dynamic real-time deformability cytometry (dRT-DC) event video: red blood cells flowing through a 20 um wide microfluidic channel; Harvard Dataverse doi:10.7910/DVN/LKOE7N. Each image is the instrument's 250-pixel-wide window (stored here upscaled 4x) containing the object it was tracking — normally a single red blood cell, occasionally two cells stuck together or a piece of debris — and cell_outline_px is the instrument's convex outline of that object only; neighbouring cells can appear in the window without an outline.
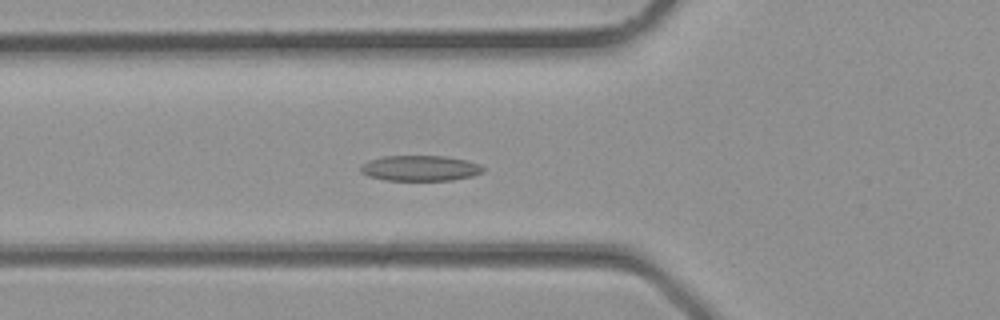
{"species": "common noctule bat (a hibernating species)", "species_latin": "Nyctalus noctula", "temperature_condition": "room temperature", "stored_images_in_passage": 34, "camera_frame_rate_fps": 3000, "um_per_image_px": 0.085, "animal": {"sex": "male", "body_mass_g": 23.1, "forearm_length_mm": 52.7}, "frame": {"image": 1, "passage_image": 12, "time_ms": 3.667, "image_size_px": [1000, 320], "cell_outline_px": [[484, 172], [472, 176], [452, 180], [388, 180], [368, 176], [360, 172], [360, 168], [368, 160], [384, 156], [444, 156], [468, 160], [480, 164], [484, 168]], "centroid_in_image_um": [35.74, 14.29], "position_along_channel_um": 90.1, "area_um2": 18.21}}
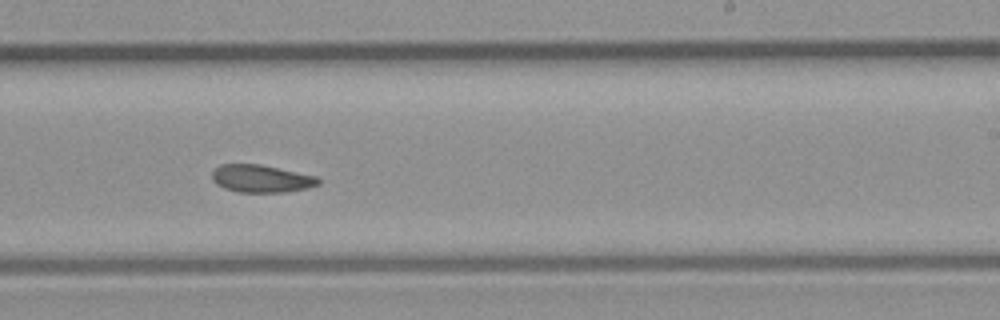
{"frame": {"image": 2, "passage_image": 21, "time_ms": 6.667, "image_size_px": [1000, 320], "cell_outline_px": [[320, 184], [308, 188], [284, 192], [240, 192], [224, 188], [216, 184], [212, 180], [212, 172], [220, 164], [260, 164], [316, 176], [320, 180]], "centroid_in_image_um": [22.2, 15.18], "position_along_channel_um": 266.8, "area_um2": 17.05}}
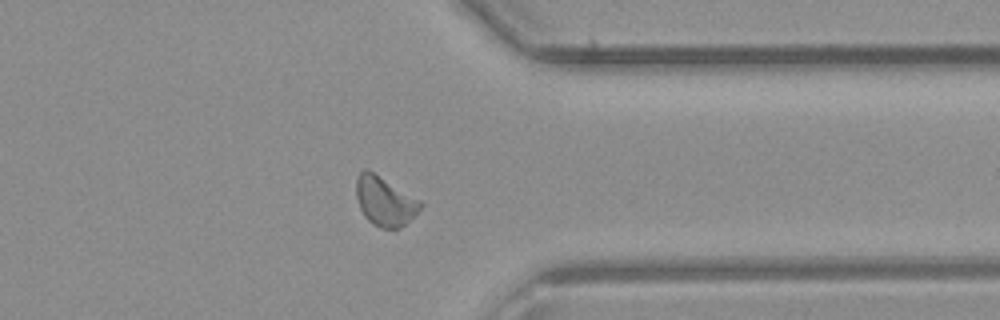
{"frame": {"image": 3, "passage_image": 27, "time_ms": 8.667, "image_size_px": [1000, 320], "cell_outline_px": [[424, 204], [400, 228], [380, 228], [372, 224], [364, 216], [360, 208], [356, 196], [356, 176], [364, 168], [368, 168], [420, 200]], "centroid_in_image_um": [32.66, 17.07], "position_along_channel_um": 378.7, "area_um2": 18.38}}